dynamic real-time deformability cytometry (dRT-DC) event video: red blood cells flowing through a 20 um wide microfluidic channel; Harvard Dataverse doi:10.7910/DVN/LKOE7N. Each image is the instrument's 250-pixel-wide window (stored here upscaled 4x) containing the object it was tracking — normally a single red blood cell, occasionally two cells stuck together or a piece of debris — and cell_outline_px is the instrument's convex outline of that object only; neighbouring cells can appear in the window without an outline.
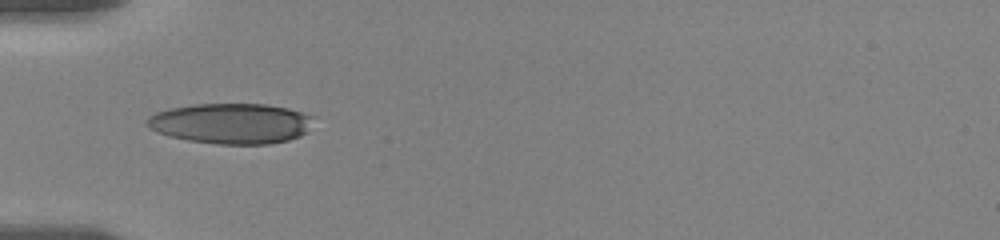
{"species": "human", "species_latin": "Homo sapiens", "temperature_condition": "room temperature", "stored_images_in_passage": 24, "camera_frame_rate_fps": 3000, "um_per_image_px": 0.085, "donor": {"sex": "female"}, "frame": {"image": 1, "passage_image": 1, "time_ms": 0.0, "image_size_px": [1000, 240], "cell_outline_px": [[316, 116], [308, 132], [300, 136], [288, 140], [268, 144], [216, 144], [188, 140], [168, 136], [148, 128], [144, 120], [148, 116], [156, 112], [172, 108], [192, 104], [268, 104], [288, 108]], "centroid_in_image_um": [19.66, 10.49], "position_along_channel_um": 65.3, "area_um2": 39.71}}
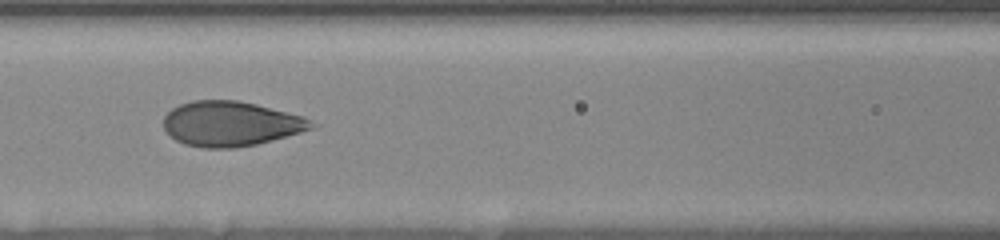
{"frame": {"image": 2, "passage_image": 8, "time_ms": 2.333, "image_size_px": [1000, 240], "cell_outline_px": [[316, 124], [312, 128], [300, 132], [272, 140], [256, 144], [236, 148], [200, 148], [184, 144], [176, 140], [164, 128], [164, 116], [172, 108], [180, 104], [192, 100], [240, 100], [304, 116], [312, 120]], "centroid_in_image_um": [19.61, 10.51], "position_along_channel_um": 147.0, "area_um2": 38.73}}
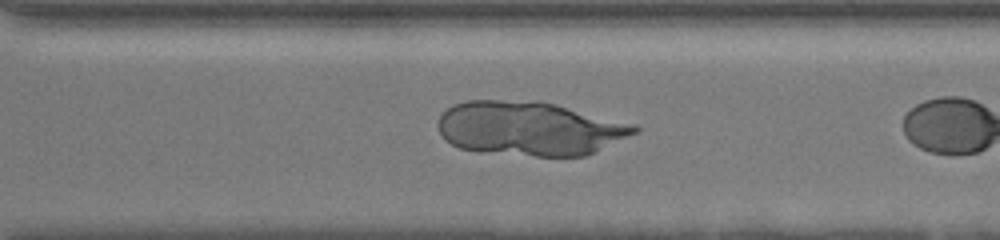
{"frame": {"image": 3, "passage_image": 20, "time_ms": 6.333, "image_size_px": [1000, 240], "cell_outline_px": [[640, 128], [636, 132], [584, 156], [536, 156], [460, 148], [444, 140], [436, 124], [440, 116], [448, 108], [456, 104], [468, 100], [540, 100], [636, 124]], "centroid_in_image_um": [45.01, 10.89], "position_along_channel_um": 325.6, "area_um2": 61.44}}